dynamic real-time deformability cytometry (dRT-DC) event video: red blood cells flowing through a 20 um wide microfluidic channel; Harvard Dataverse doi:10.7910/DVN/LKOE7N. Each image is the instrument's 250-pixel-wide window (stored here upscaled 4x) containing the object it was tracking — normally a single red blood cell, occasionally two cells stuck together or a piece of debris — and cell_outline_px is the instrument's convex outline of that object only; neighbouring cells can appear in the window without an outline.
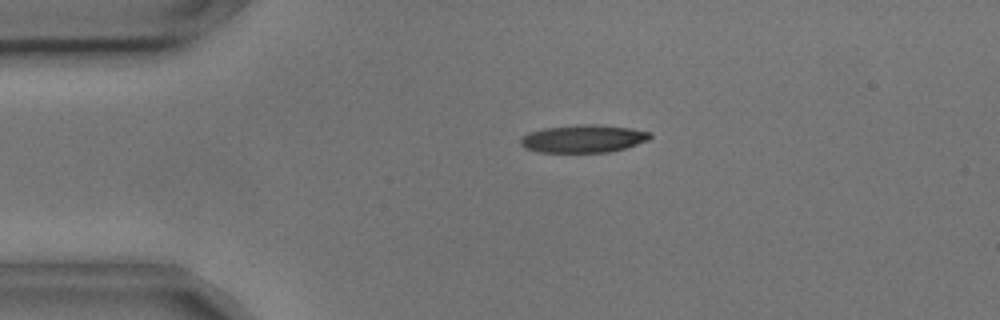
{"species": "common noctule bat (a hibernating species)", "species_latin": "Nyctalus noctula", "temperature_condition": "cold", "stored_images_in_passage": 54, "camera_frame_rate_fps": 3000, "um_per_image_px": 0.085, "animal": {"sex": "male", "body_mass_g": 17.9, "forearm_length_mm": 54.2}, "frame": {"image": 1, "passage_image": 11, "time_ms": 3.333, "image_size_px": [1000, 320], "cell_outline_px": [[652, 136], [648, 140], [624, 148], [608, 152], [540, 152], [524, 148], [520, 144], [520, 140], [528, 132], [544, 128], [576, 124], [596, 124], [632, 128], [652, 132]], "centroid_in_image_um": [49.59, 11.77], "position_along_channel_um": 35.4, "area_um2": 21.04}}
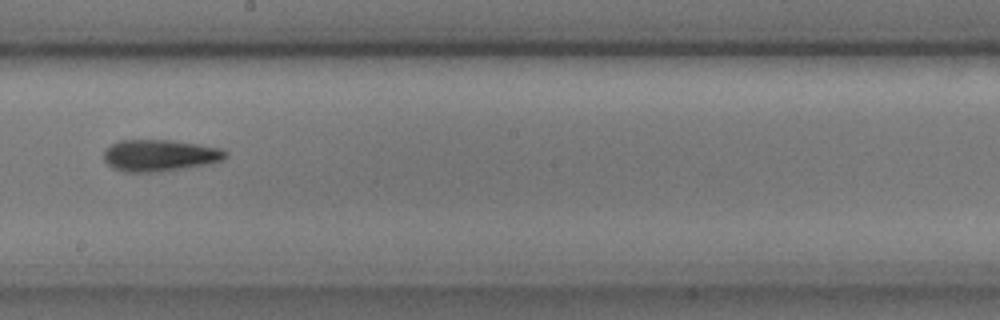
{"frame": {"image": 2, "passage_image": 30, "time_ms": 9.667, "image_size_px": [1000, 320], "cell_outline_px": [[228, 156], [224, 160], [184, 168], [152, 172], [124, 172], [112, 168], [104, 160], [104, 152], [112, 144], [120, 140], [172, 140], [220, 148], [228, 152]], "centroid_in_image_um": [13.57, 13.21], "position_along_channel_um": 234.6, "area_um2": 22.31}}
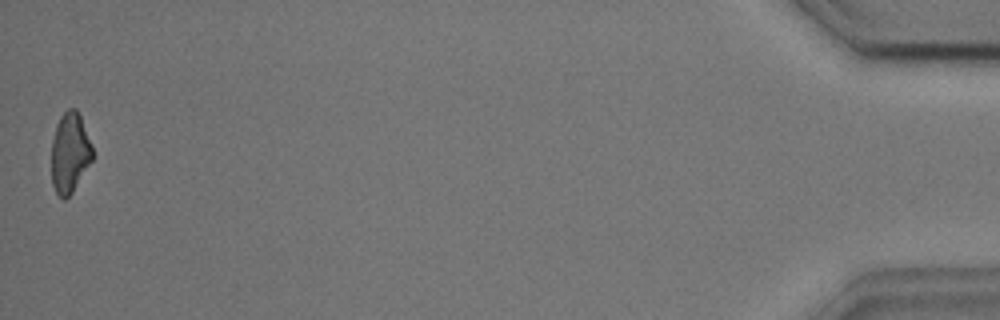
{"frame": {"image": 3, "passage_image": 54, "time_ms": 17.667, "image_size_px": [1000, 320], "cell_outline_px": [[92, 160], [72, 192], [64, 200], [56, 192], [52, 184], [52, 140], [56, 124], [60, 116], [68, 108], [76, 108], [80, 116], [92, 144]], "centroid_in_image_um": [5.93, 12.96], "position_along_channel_um": 429.3, "area_um2": 19.02}, "authors_computed_cell_mechanics": {"area_um2": 21.0392, "velocity_mm_per_s": 3.6375, "shape_relaxation_time_tau1_ms": 3.9889, "shape_relaxation_time_tau2_ms": 4.1638, "deformation_change_tau1": 0.152, "deformation_change_tau2": 0.1377}}